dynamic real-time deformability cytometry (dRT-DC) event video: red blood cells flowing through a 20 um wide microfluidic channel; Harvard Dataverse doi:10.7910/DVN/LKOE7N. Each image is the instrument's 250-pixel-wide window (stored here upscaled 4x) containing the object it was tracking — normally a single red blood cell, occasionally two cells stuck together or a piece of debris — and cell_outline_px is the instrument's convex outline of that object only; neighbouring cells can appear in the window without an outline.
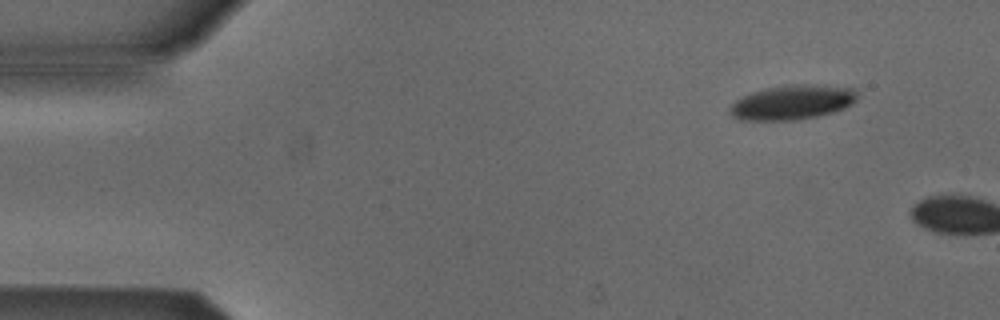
{"species": "Egyptian fruit bat (a non-hibernating species)", "species_latin": "Rousettus aegyptiacus", "temperature_condition": "cold", "stored_images_in_passage": 3, "camera_frame_rate_fps": 3000, "um_per_image_px": 0.085, "animal": {"sex": "male"}, "frame": {"image": 1, "passage_image": 1, "time_ms": 0.0, "image_size_px": [1000, 320], "cell_outline_px": [[856, 100], [852, 104], [836, 112], [816, 116], [792, 120], [740, 120], [732, 116], [728, 112], [728, 108], [736, 100], [752, 92], [768, 88], [792, 84], [804, 84], [856, 88]], "centroid_in_image_um": [67.34, 8.7], "position_along_channel_um": 17.7, "area_um2": 25.55}}